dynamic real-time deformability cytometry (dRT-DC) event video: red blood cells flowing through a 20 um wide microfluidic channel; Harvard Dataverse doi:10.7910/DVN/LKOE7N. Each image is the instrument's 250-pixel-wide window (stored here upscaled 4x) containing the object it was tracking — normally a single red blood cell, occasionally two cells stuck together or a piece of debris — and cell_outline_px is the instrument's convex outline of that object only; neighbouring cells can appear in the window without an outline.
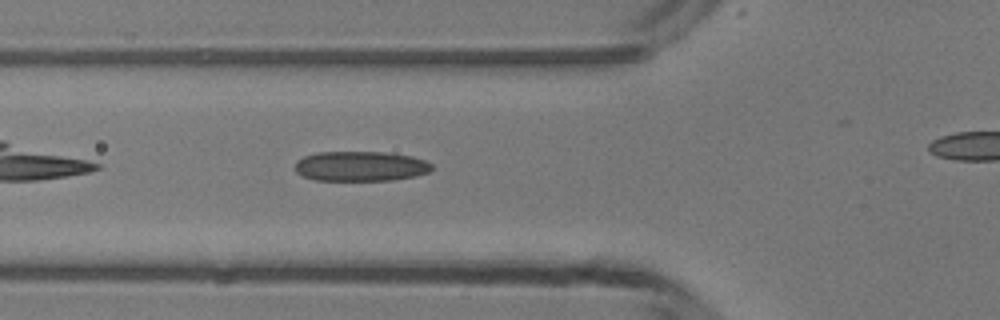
{"species": "common noctule bat (a hibernating species)", "species_latin": "Nyctalus noctula", "temperature_condition": "room temperature", "stored_images_in_passage": 28, "camera_frame_rate_fps": 3000, "um_per_image_px": 0.085, "animal": {"sex": "male", "body_mass_g": 13.3}, "frame": {"image": 1, "passage_image": 4, "time_ms": 1.0, "image_size_px": [1000, 320], "cell_outline_px": [[432, 168], [428, 172], [416, 176], [392, 180], [316, 180], [304, 176], [296, 172], [296, 160], [304, 156], [316, 152], [384, 152], [412, 156], [424, 160], [432, 164]], "centroid_in_image_um": [30.65, 14.12], "position_along_channel_um": 95.2, "area_um2": 23.81}}
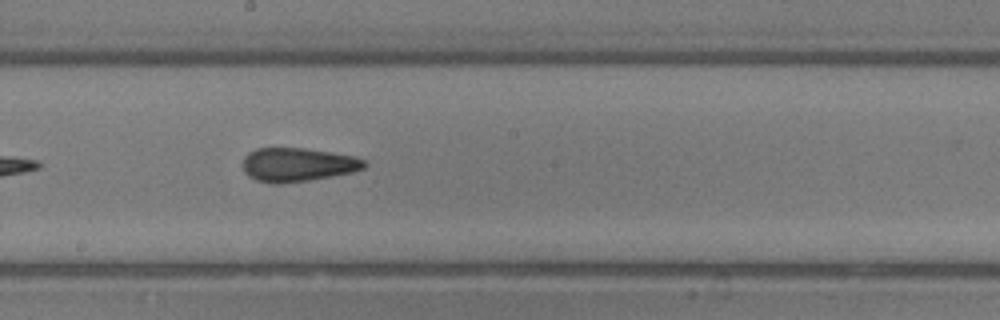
{"frame": {"image": 2, "passage_image": 13, "time_ms": 4.0, "image_size_px": [1000, 320], "cell_outline_px": [[368, 164], [364, 168], [352, 172], [332, 176], [308, 180], [280, 184], [272, 184], [256, 180], [248, 176], [244, 172], [244, 156], [248, 152], [256, 148], [304, 148], [352, 156], [364, 160]], "centroid_in_image_um": [25.27, 14.0], "position_along_channel_um": 222.9, "area_um2": 23.81}}
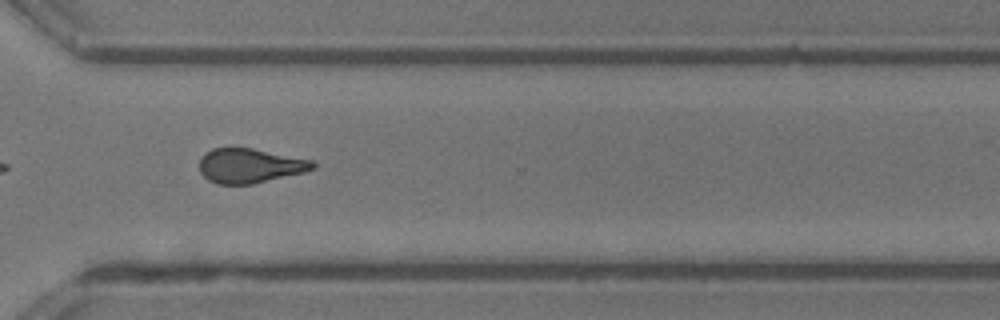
{"frame": {"image": 3, "passage_image": 22, "time_ms": 7.0, "image_size_px": [1000, 320], "cell_outline_px": [[316, 168], [304, 172], [252, 184], [216, 184], [208, 180], [200, 172], [200, 160], [212, 148], [252, 148], [312, 160], [316, 164]], "centroid_in_image_um": [21.25, 14.09], "position_along_channel_um": 349.3, "area_um2": 22.6}}